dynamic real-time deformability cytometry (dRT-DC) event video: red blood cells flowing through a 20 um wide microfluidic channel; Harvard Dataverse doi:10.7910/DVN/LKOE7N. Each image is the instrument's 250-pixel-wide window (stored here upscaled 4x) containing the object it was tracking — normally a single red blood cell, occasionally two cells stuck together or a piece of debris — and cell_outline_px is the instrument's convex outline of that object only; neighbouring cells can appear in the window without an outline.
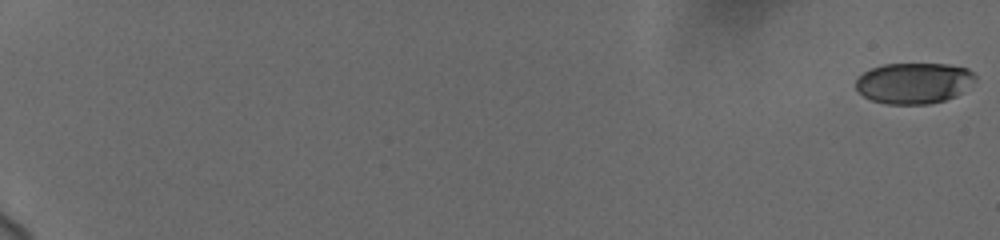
{"species": "human", "species_latin": "Homo sapiens", "temperature_condition": "cold", "stored_images_in_passage": 24, "camera_frame_rate_fps": 3000, "um_per_image_px": 0.085, "donor": {"sex": "female"}, "frame": {"image": 1, "passage_image": 1, "time_ms": 0.0, "image_size_px": [1000, 240], "cell_outline_px": [[976, 80], [956, 96], [944, 100], [928, 104], [888, 104], [872, 100], [864, 96], [856, 88], [856, 76], [872, 68], [884, 64], [948, 64], [968, 68], [976, 76]], "centroid_in_image_um": [77.68, 7.05], "position_along_channel_um": 7.3, "area_um2": 28.5}}
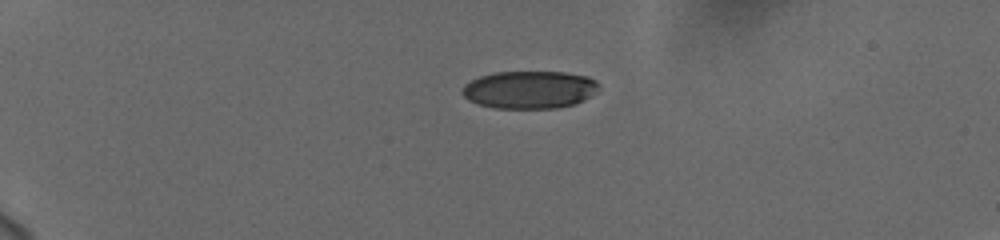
{"frame": {"image": 2, "passage_image": 17, "time_ms": 5.333, "image_size_px": [1000, 240], "cell_outline_px": [[600, 88], [592, 96], [576, 104], [556, 108], [492, 108], [476, 104], [468, 100], [460, 92], [460, 88], [464, 84], [480, 76], [492, 72], [564, 72], [588, 76], [596, 80], [600, 84]], "centroid_in_image_um": [45.01, 7.62], "position_along_channel_um": 40.0, "area_um2": 30.52}}